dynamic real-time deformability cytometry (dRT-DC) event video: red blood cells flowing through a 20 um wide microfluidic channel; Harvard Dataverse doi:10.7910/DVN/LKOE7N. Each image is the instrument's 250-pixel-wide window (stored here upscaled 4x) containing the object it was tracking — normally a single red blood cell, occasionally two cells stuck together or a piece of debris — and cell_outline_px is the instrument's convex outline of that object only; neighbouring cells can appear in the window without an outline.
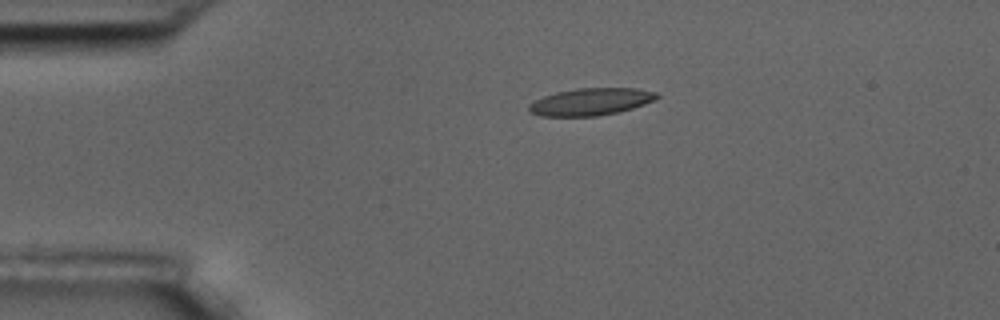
{"species": "common noctule bat (a hibernating species)", "species_latin": "Nyctalus noctula", "temperature_condition": "room temperature", "stored_images_in_passage": 5, "camera_frame_rate_fps": 3000, "um_per_image_px": 0.085, "animal": {"sex": "male", "body_mass_g": 17.5, "forearm_length_mm": 52.3}, "frame": {"image": 1, "passage_image": 3, "time_ms": 3.333, "image_size_px": [1000, 320], "cell_outline_px": [[660, 96], [644, 104], [632, 108], [616, 112], [596, 116], [540, 116], [532, 112], [528, 108], [528, 104], [544, 96], [556, 92], [576, 88], [636, 88], [656, 92]], "centroid_in_image_um": [50.2, 8.64], "position_along_channel_um": 34.8, "area_um2": 20.06}}
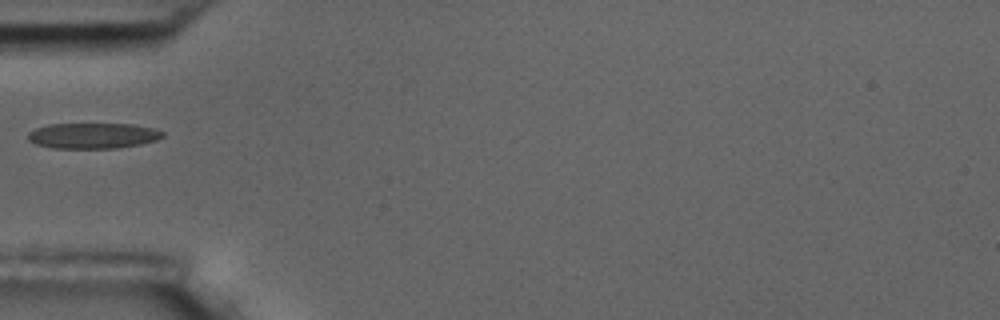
{"frame": {"image": 2, "passage_image": 5, "time_ms": 5.667, "image_size_px": [1000, 320], "cell_outline_px": [[164, 136], [156, 140], [140, 144], [116, 148], [52, 148], [36, 144], [28, 140], [28, 132], [36, 128], [48, 124], [132, 124], [156, 128], [164, 132]], "centroid_in_image_um": [7.91, 11.53], "position_along_channel_um": 77.1, "area_um2": 20.17}}